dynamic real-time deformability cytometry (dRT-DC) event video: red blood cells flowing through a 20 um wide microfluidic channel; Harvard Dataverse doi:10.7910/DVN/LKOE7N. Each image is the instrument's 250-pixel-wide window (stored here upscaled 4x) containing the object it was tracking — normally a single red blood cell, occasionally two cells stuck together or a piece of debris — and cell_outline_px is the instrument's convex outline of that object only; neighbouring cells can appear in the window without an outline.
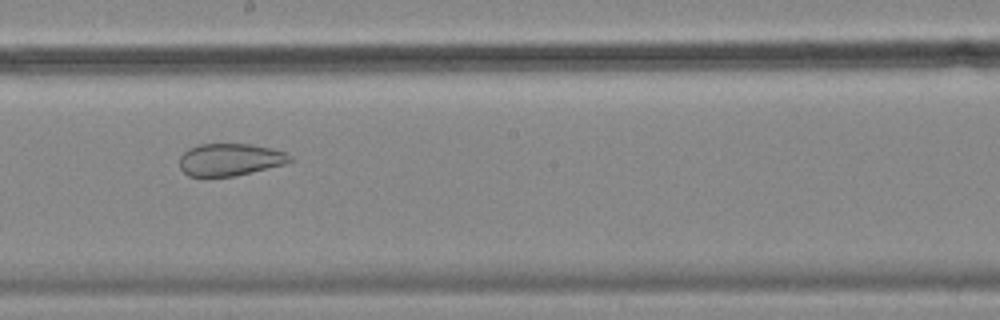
{"species": "common noctule bat (a hibernating species)", "species_latin": "Nyctalus noctula", "temperature_condition": "cold", "stored_images_in_passage": 44, "camera_frame_rate_fps": 3000, "um_per_image_px": 0.085, "animal": {"sex": "female", "body_mass_g": 18.4}, "frame": {"image": 1, "passage_image": 19, "time_ms": 6.0, "image_size_px": [1000, 320], "cell_outline_px": [[296, 160], [284, 164], [232, 176], [188, 176], [180, 168], [180, 156], [188, 148], [200, 144], [252, 144], [284, 152], [292, 156]], "centroid_in_image_um": [19.54, 13.56], "position_along_channel_um": 228.7, "area_um2": 20.58}}
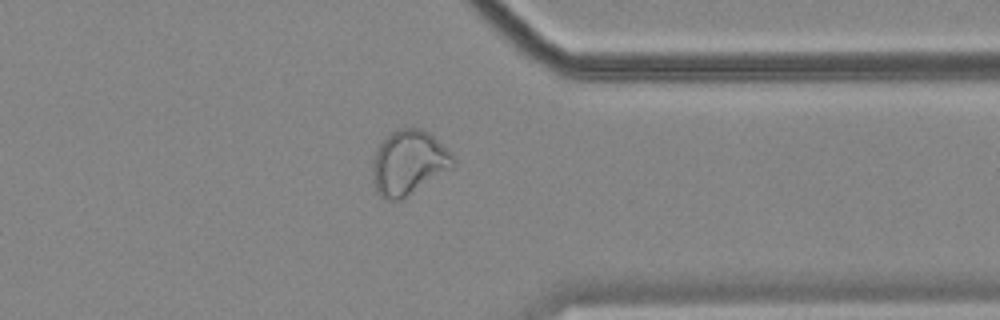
{"frame": {"image": 2, "passage_image": 32, "time_ms": 10.333, "image_size_px": [1000, 320], "cell_outline_px": [[456, 160], [452, 168], [404, 200], [388, 200], [380, 196], [376, 192], [372, 180], [372, 160], [376, 148], [392, 132], [400, 128], [420, 128], [428, 132]], "centroid_in_image_um": [34.69, 13.87], "position_along_channel_um": 376.7, "area_um2": 30.4}, "authors_computed_cell_mechanics": {"area_um2": 28.1775, "velocity_mm_per_s": 3.5207, "shape_relaxation_time_tau1_ms": null, "shape_relaxation_time_tau2_ms": 1.9424, "deformation_change_tau1": null, "deformation_change_tau2": 0.0843}}